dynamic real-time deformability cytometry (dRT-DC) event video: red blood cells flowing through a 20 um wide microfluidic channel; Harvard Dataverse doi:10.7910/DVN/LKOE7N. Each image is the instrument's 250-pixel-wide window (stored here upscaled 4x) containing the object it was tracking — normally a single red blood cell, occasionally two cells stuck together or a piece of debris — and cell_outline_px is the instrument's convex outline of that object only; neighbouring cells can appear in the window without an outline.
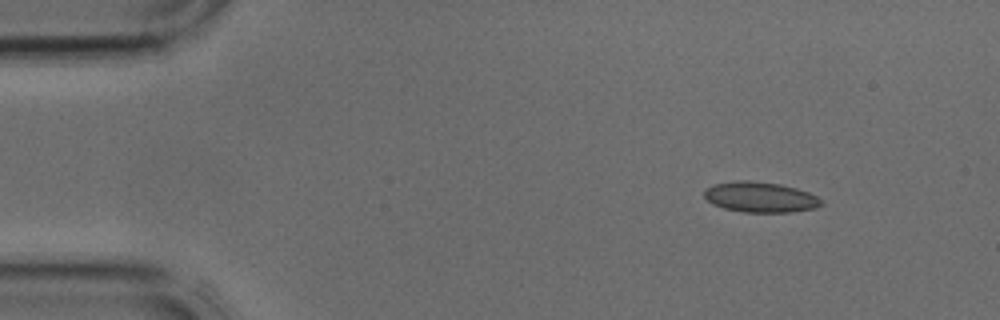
{"species": "common noctule bat (a hibernating species)", "species_latin": "Nyctalus noctula", "temperature_condition": "cold", "stored_images_in_passage": 3, "camera_frame_rate_fps": 3000, "um_per_image_px": 0.085, "animal": {"sex": "male", "body_mass_g": 17.9, "forearm_length_mm": 54.2}, "frame": {"image": 1, "passage_image": 1, "time_ms": 0.0, "image_size_px": [1000, 320], "cell_outline_px": [[824, 204], [816, 208], [792, 212], [744, 212], [724, 208], [712, 204], [704, 196], [704, 188], [712, 184], [736, 180], [748, 180], [780, 184], [796, 188], [808, 192], [824, 200]], "centroid_in_image_um": [64.63, 16.75], "position_along_channel_um": 20.4, "area_um2": 20.98}}
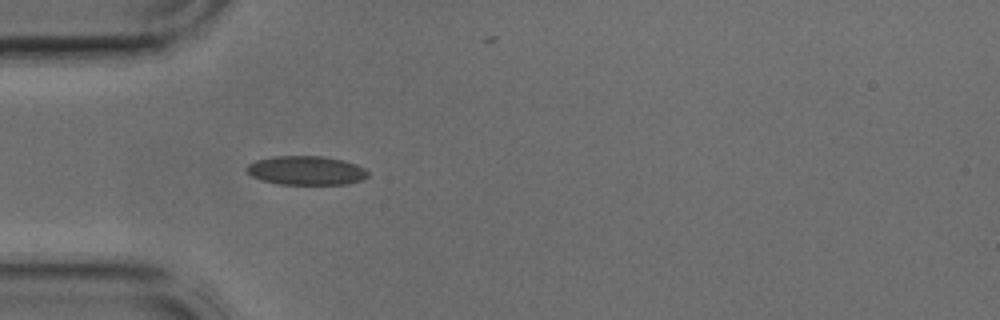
{"frame": {"image": 2, "passage_image": 3, "time_ms": 0.667, "image_size_px": [1000, 320], "cell_outline_px": [[368, 176], [360, 180], [348, 184], [280, 184], [260, 180], [252, 176], [244, 168], [248, 164], [256, 160], [276, 156], [320, 156], [344, 160], [356, 164], [364, 168], [368, 172]], "centroid_in_image_um": [26.01, 14.49], "position_along_channel_um": 59.0, "area_um2": 20.46}}